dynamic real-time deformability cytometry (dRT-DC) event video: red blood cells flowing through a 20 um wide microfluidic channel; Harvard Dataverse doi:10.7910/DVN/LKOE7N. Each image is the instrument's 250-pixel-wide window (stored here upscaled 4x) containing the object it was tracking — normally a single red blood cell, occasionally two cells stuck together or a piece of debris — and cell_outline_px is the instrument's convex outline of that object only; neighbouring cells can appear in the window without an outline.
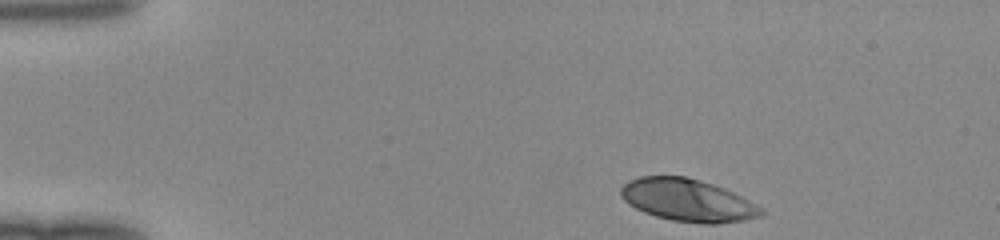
{"species": "human", "species_latin": "Homo sapiens", "temperature_condition": "room temperature", "stored_images_in_passage": 36, "camera_frame_rate_fps": 3000, "um_per_image_px": 0.085, "donor": {"sex": "female"}, "frame": {"image": 1, "passage_image": 1, "time_ms": 0.0, "image_size_px": [1000, 240], "cell_outline_px": [[764, 216], [744, 220], [716, 224], [704, 224], [672, 220], [656, 216], [644, 212], [628, 204], [620, 196], [620, 188], [628, 180], [640, 176], [684, 176], [700, 180], [724, 188], [764, 208]], "centroid_in_image_um": [58.45, 17.02], "position_along_channel_um": 26.5, "area_um2": 34.8}}
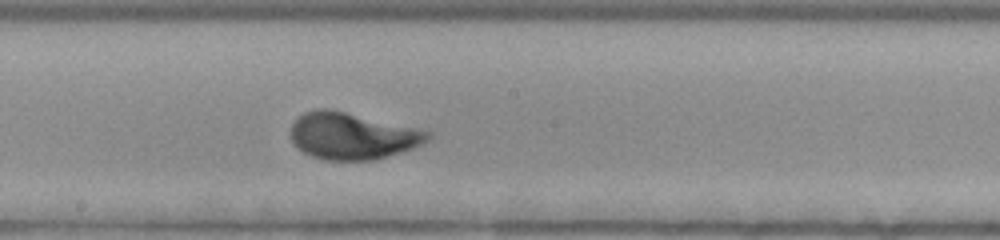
{"frame": {"image": 2, "passage_image": 21, "time_ms": 6.667, "image_size_px": [1000, 240], "cell_outline_px": [[432, 136], [428, 140], [412, 148], [372, 160], [324, 160], [312, 156], [296, 148], [292, 144], [292, 124], [304, 112], [316, 108], [328, 108], [432, 132]], "centroid_in_image_um": [29.9, 11.56], "position_along_channel_um": 218.3, "area_um2": 36.82}}
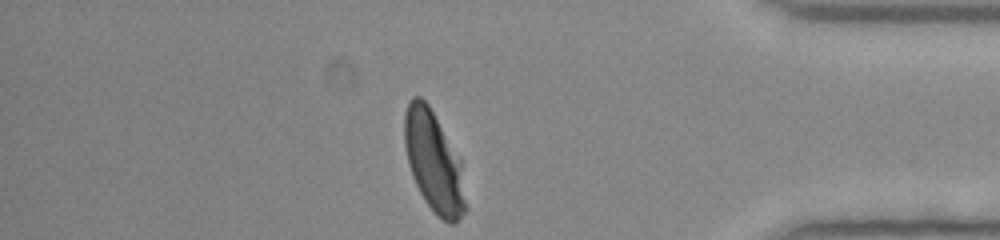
{"frame": {"image": 3, "passage_image": 36, "time_ms": 11.667, "image_size_px": [1000, 240], "cell_outline_px": [[468, 208], [456, 224], [448, 224], [436, 216], [424, 200], [412, 176], [408, 164], [404, 144], [404, 112], [408, 100], [412, 96], [420, 96], [428, 104], [460, 160]], "centroid_in_image_um": [36.86, 13.81], "position_along_channel_um": 398.3, "area_um2": 36.07}}